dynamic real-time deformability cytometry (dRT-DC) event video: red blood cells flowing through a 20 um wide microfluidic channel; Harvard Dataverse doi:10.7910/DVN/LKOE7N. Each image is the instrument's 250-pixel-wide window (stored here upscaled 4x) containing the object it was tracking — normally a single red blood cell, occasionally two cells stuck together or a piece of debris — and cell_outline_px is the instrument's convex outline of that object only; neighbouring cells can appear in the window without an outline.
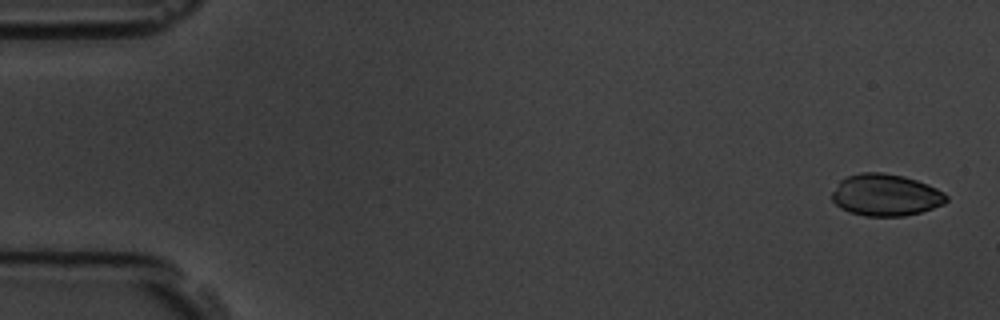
{"species": "common noctule bat (a hibernating species)", "species_latin": "Nyctalus noctula", "temperature_condition": "room temperature", "stored_images_in_passage": 56, "camera_frame_rate_fps": 3000, "um_per_image_px": 0.085, "animal": {"sex": "male", "body_mass_g": 19.5, "forearm_length_mm": 54.6}, "frame": {"image": 1, "passage_image": 1, "time_ms": 0.0, "image_size_px": [1000, 320], "cell_outline_px": [[948, 200], [944, 204], [920, 212], [904, 216], [864, 216], [848, 212], [840, 208], [832, 200], [832, 192], [840, 180], [848, 176], [860, 172], [884, 172], [904, 176], [928, 184], [944, 192], [948, 196]], "centroid_in_image_um": [75.28, 16.57], "position_along_channel_um": 9.7, "area_um2": 28.09}}
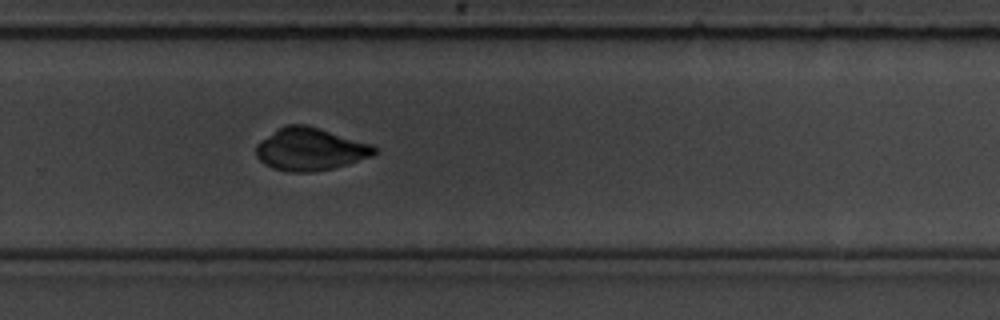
{"frame": {"image": 2, "passage_image": 37, "time_ms": 12.0, "image_size_px": [1000, 320], "cell_outline_px": [[380, 152], [372, 156], [348, 164], [332, 168], [312, 172], [288, 172], [272, 168], [264, 164], [256, 156], [256, 144], [260, 140], [280, 128], [288, 124], [308, 124], [372, 144], [380, 148]], "centroid_in_image_um": [26.4, 12.68], "position_along_channel_um": 303.4, "area_um2": 29.65}}
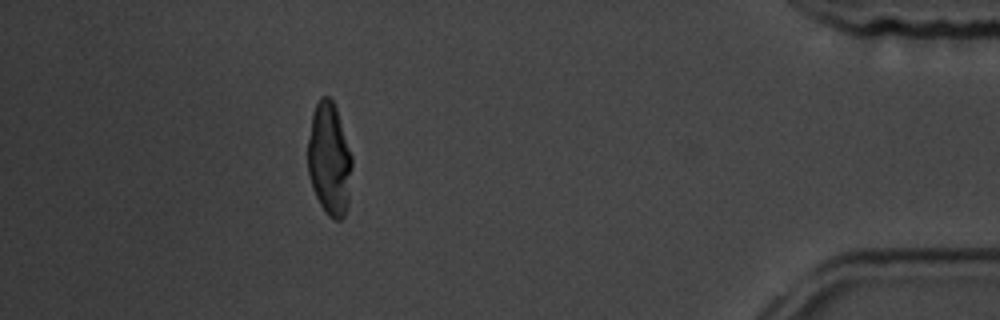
{"frame": {"image": 3, "passage_image": 50, "time_ms": 16.333, "image_size_px": [1000, 320], "cell_outline_px": [[352, 168], [348, 204], [344, 216], [340, 220], [336, 220], [328, 216], [324, 212], [312, 188], [308, 176], [308, 140], [312, 112], [320, 96], [328, 96], [332, 100], [336, 108], [352, 156]], "centroid_in_image_um": [27.99, 13.55], "position_along_channel_um": 407.2, "area_um2": 29.19}, "authors_computed_cell_mechanics": {"area_um2": 29.6514, "velocity_mm_per_s": 3.5965, "shape_relaxation_time_tau1_ms": null, "shape_relaxation_time_tau2_ms": 1.7564, "deformation_change_tau1": null, "deformation_change_tau2": 0.04}}